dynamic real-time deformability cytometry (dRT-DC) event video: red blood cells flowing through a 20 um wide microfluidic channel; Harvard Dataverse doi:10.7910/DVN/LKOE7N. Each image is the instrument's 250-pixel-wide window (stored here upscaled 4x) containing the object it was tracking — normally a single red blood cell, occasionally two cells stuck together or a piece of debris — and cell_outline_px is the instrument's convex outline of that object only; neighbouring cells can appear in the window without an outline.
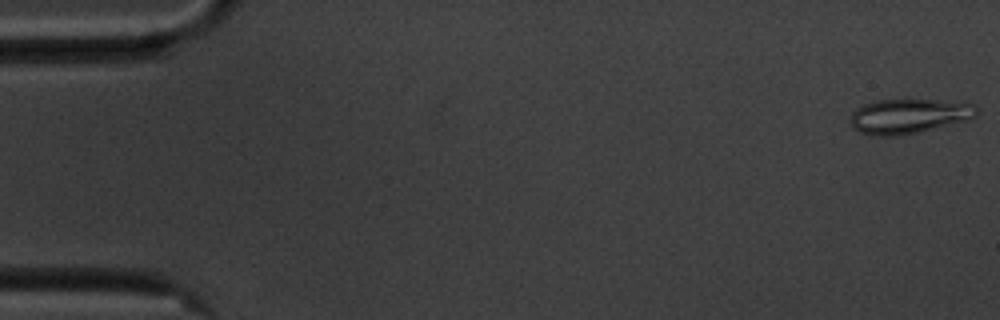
{"species": "common noctule bat (a hibernating species)", "species_latin": "Nyctalus noctula", "temperature_condition": "cold", "stored_images_in_passage": 56, "camera_frame_rate_fps": 3000, "um_per_image_px": 0.085, "animal": {"sex": "male", "body_mass_g": 20.1, "forearm_length_mm": 53.5}, "frame": {"image": 1, "passage_image": 1, "time_ms": 0.0, "image_size_px": [1000, 320], "cell_outline_px": [[976, 112], [968, 120], [916, 132], [896, 136], [872, 136], [860, 132], [852, 124], [852, 112], [856, 108], [864, 104], [880, 100], [932, 100], [976, 104]], "centroid_in_image_um": [77.22, 9.87], "position_along_channel_um": 7.8, "area_um2": 24.91}}
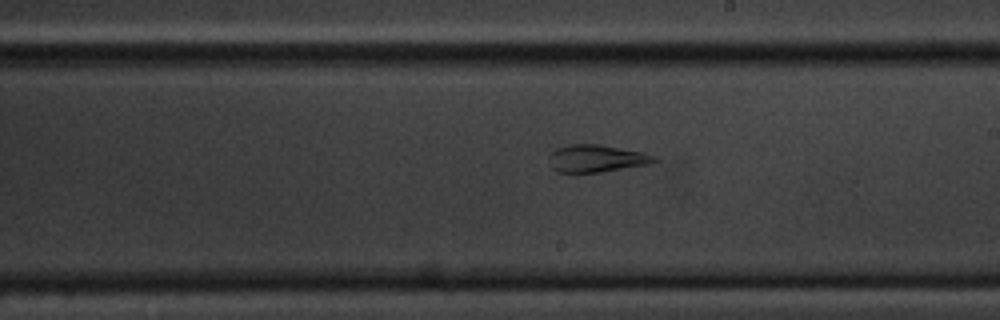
{"frame": {"image": 2, "passage_image": 32, "time_ms": 10.333, "image_size_px": [1000, 320], "cell_outline_px": [[656, 160], [644, 164], [600, 172], [556, 172], [552, 168], [548, 156], [556, 148], [568, 144], [596, 144], [640, 152], [656, 156]], "centroid_in_image_um": [50.59, 13.46], "position_along_channel_um": 238.4, "area_um2": 16.3}}
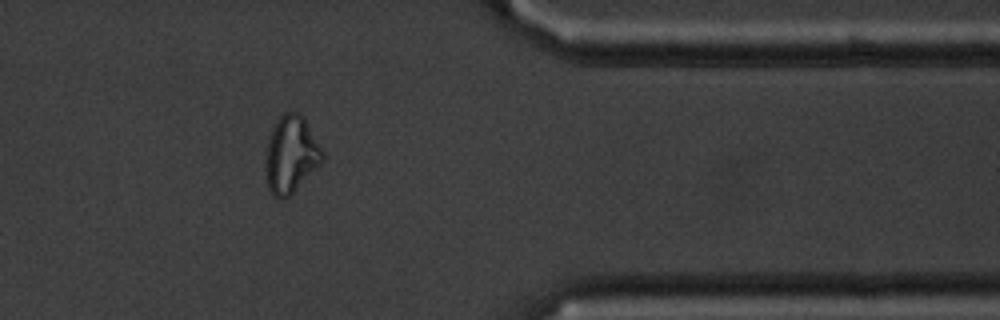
{"frame": {"image": 3, "passage_image": 46, "time_ms": 15.0, "image_size_px": [1000, 320], "cell_outline_px": [[324, 160], [284, 200], [280, 200], [272, 196], [268, 188], [268, 140], [272, 128], [276, 120], [284, 112], [300, 112], [324, 152]], "centroid_in_image_um": [24.76, 13.12], "position_along_channel_um": 386.6, "area_um2": 24.8}, "authors_computed_cell_mechanics": {"area_um2": 22.9466, "velocity_mm_per_s": 3.532, "shape_relaxation_time_tau1_ms": null, "shape_relaxation_time_tau2_ms": 2.0292, "deformation_change_tau1": null, "deformation_change_tau2": 0.0598}}